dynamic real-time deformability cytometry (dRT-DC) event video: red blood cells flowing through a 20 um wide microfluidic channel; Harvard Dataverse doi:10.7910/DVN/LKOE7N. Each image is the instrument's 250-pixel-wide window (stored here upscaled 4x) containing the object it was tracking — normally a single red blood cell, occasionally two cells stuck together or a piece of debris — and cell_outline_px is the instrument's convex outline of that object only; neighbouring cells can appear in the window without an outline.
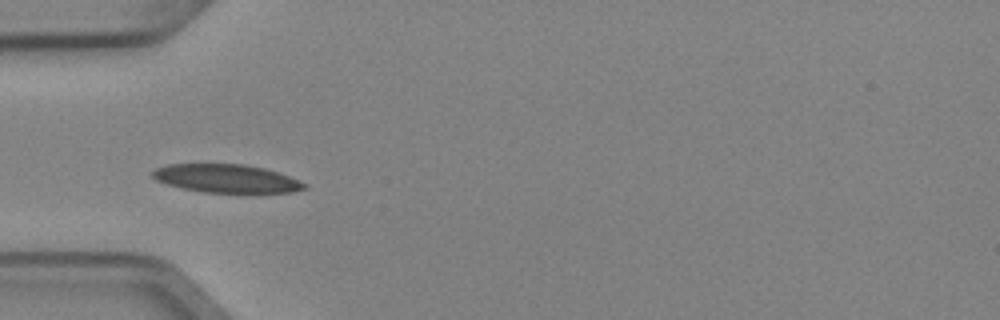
{"species": "Egyptian fruit bat (a non-hibernating species)", "species_latin": "Rousettus aegyptiacus", "temperature_condition": "cold", "stored_images_in_passage": 2, "camera_frame_rate_fps": 3000, "um_per_image_px": 0.085, "animal": {"sex": "female"}, "frame": {"image": 1, "passage_image": 1, "time_ms": 0.0, "image_size_px": [1000, 320], "cell_outline_px": [[308, 188], [292, 192], [204, 192], [184, 188], [168, 184], [156, 180], [152, 176], [152, 172], [156, 168], [168, 164], [244, 164], [264, 168], [288, 176], [308, 184]], "centroid_in_image_um": [19.26, 15.16], "position_along_channel_um": 65.7, "area_um2": 24.74}}
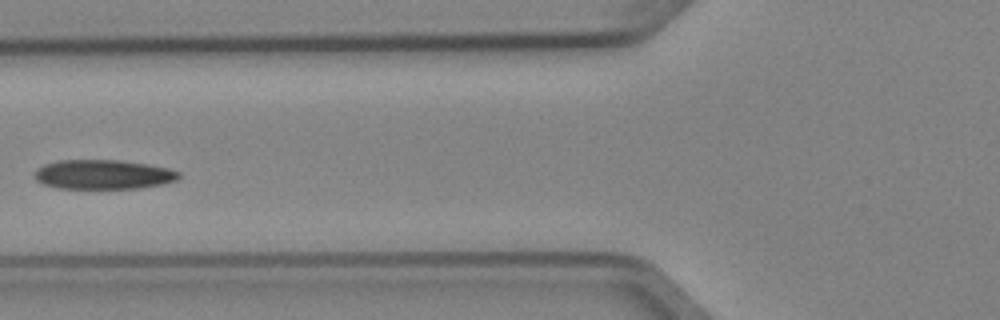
{"frame": {"image": 2, "passage_image": 2, "time_ms": 0.333, "image_size_px": [1000, 320], "cell_outline_px": [[180, 176], [176, 180], [164, 184], [140, 188], [56, 188], [44, 184], [36, 180], [36, 168], [44, 164], [60, 160], [120, 160], [148, 164], [168, 168], [180, 172]], "centroid_in_image_um": [8.79, 14.83], "position_along_channel_um": 117.0, "area_um2": 24.74}}